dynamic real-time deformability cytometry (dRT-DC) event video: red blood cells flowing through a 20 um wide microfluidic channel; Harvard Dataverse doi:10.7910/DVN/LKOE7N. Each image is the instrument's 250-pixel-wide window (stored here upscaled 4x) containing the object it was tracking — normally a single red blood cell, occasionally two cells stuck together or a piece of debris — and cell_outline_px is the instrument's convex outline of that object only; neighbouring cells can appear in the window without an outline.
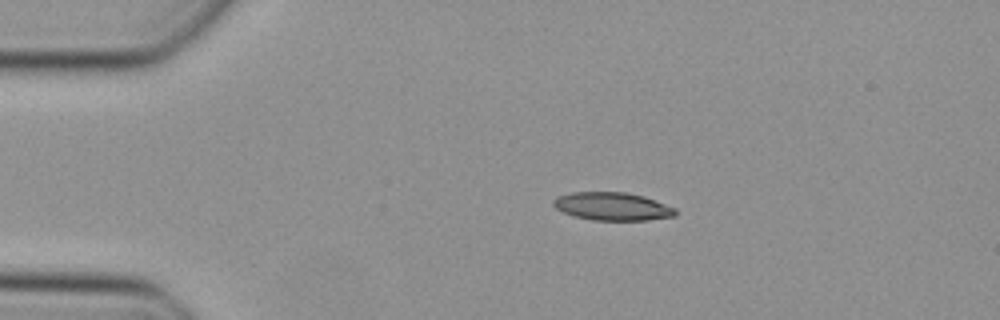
{"species": "Egyptian fruit bat (a non-hibernating species)", "species_latin": "Rousettus aegyptiacus", "temperature_condition": "cold", "stored_images_in_passage": 39, "camera_frame_rate_fps": 3000, "um_per_image_px": 0.085, "animal": {"sex": "female"}, "frame": {"image": 1, "passage_image": 1, "time_ms": 0.0, "image_size_px": [1000, 320], "cell_outline_px": [[676, 216], [648, 220], [592, 220], [572, 216], [556, 208], [552, 204], [552, 200], [556, 196], [572, 192], [624, 192], [644, 196], [676, 208]], "centroid_in_image_um": [52.03, 17.54], "position_along_channel_um": 33.0, "area_um2": 20.06}}
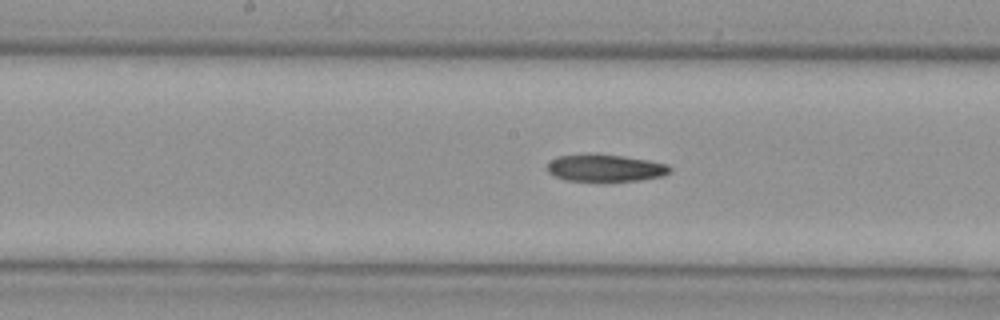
{"frame": {"image": 2, "passage_image": 16, "time_ms": 5.0, "image_size_px": [1000, 320], "cell_outline_px": [[672, 172], [664, 176], [640, 180], [564, 180], [548, 172], [548, 164], [556, 156], [592, 152], [624, 156], [648, 160], [668, 164], [672, 168]], "centroid_in_image_um": [51.48, 14.24], "position_along_channel_um": 196.7, "area_um2": 19.59}}
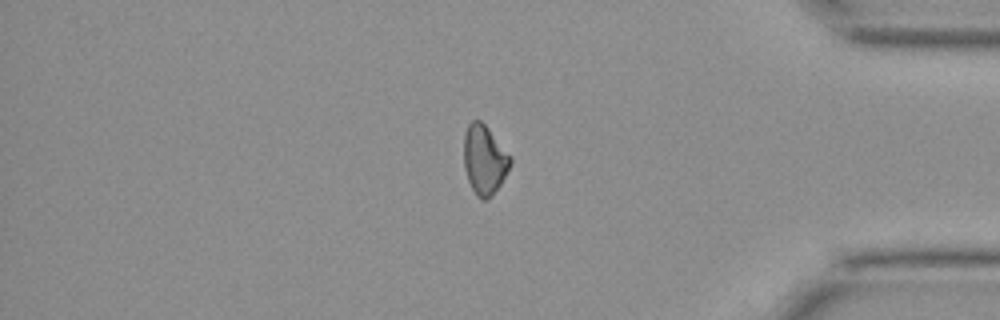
{"frame": {"image": 3, "passage_image": 32, "time_ms": 10.333, "image_size_px": [1000, 320], "cell_outline_px": [[512, 164], [500, 184], [492, 196], [488, 200], [480, 200], [476, 196], [468, 180], [464, 168], [464, 132], [468, 124], [472, 120], [480, 120], [488, 128], [512, 156]], "centroid_in_image_um": [41.18, 13.59], "position_along_channel_um": 394.0, "area_um2": 19.02}}